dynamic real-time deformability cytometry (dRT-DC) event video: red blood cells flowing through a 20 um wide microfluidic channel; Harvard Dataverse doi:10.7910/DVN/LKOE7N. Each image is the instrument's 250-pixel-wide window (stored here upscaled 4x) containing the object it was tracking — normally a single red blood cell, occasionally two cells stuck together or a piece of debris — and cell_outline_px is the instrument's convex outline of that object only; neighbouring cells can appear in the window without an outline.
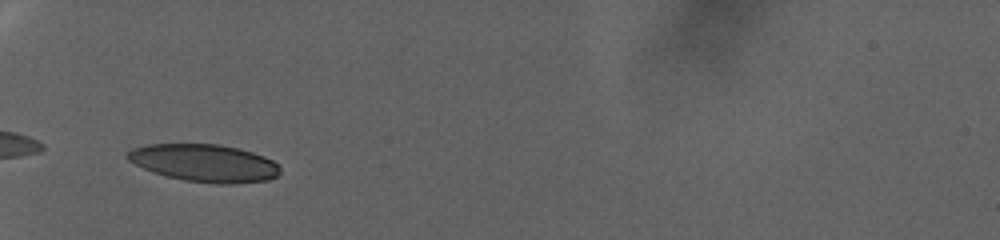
{"species": "human", "species_latin": "Homo sapiens", "temperature_condition": "warm", "stored_images_in_passage": 58, "camera_frame_rate_fps": 3000, "um_per_image_px": 0.085, "donor": {"sex": "female"}, "frame": {"image": 1, "passage_image": 1, "time_ms": 0.0, "image_size_px": [1000, 240], "cell_outline_px": [[280, 172], [276, 176], [268, 180], [232, 184], [220, 184], [184, 180], [152, 172], [128, 160], [124, 156], [132, 148], [148, 144], [216, 144], [236, 148], [252, 152], [264, 156], [280, 164]], "centroid_in_image_um": [17.38, 13.85], "position_along_channel_um": 67.6, "area_um2": 33.29}}
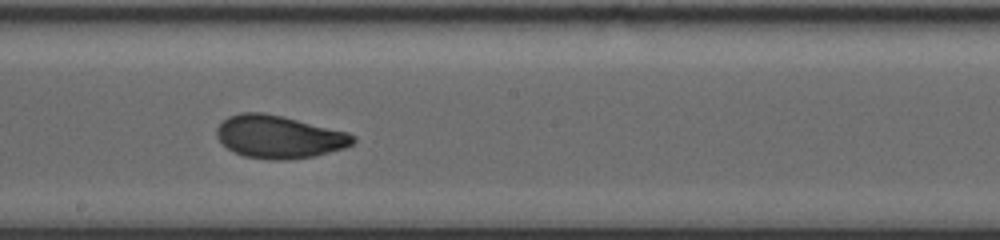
{"frame": {"image": 2, "passage_image": 23, "time_ms": 7.333, "image_size_px": [1000, 240], "cell_outline_px": [[356, 140], [352, 144], [344, 148], [316, 156], [288, 160], [272, 160], [244, 156], [228, 148], [216, 136], [216, 128], [228, 116], [240, 112], [264, 112], [348, 132]], "centroid_in_image_um": [23.71, 11.63], "position_along_channel_um": 224.5, "area_um2": 33.81}}
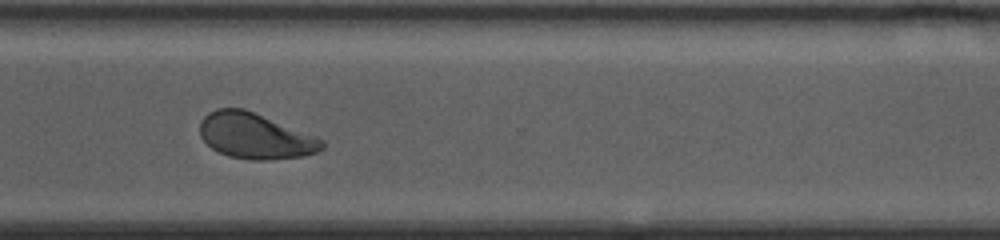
{"frame": {"image": 3, "passage_image": 39, "time_ms": 12.667, "image_size_px": [1000, 240], "cell_outline_px": [[324, 148], [316, 152], [304, 156], [268, 160], [252, 160], [228, 156], [212, 148], [200, 136], [200, 120], [208, 112], [216, 108], [244, 108], [316, 136], [324, 140]], "centroid_in_image_um": [21.69, 11.55], "position_along_channel_um": 348.9, "area_um2": 32.54}, "authors_computed_cell_mechanics": {"area_um2": 33.9286, "velocity_mm_per_s": 2.3332, "shape_relaxation_time_tau1_ms": 7.108, "shape_relaxation_time_tau2_ms": 1.7516, "deformation_change_tau1": 0.1701, "deformation_change_tau2": 0.0694}}